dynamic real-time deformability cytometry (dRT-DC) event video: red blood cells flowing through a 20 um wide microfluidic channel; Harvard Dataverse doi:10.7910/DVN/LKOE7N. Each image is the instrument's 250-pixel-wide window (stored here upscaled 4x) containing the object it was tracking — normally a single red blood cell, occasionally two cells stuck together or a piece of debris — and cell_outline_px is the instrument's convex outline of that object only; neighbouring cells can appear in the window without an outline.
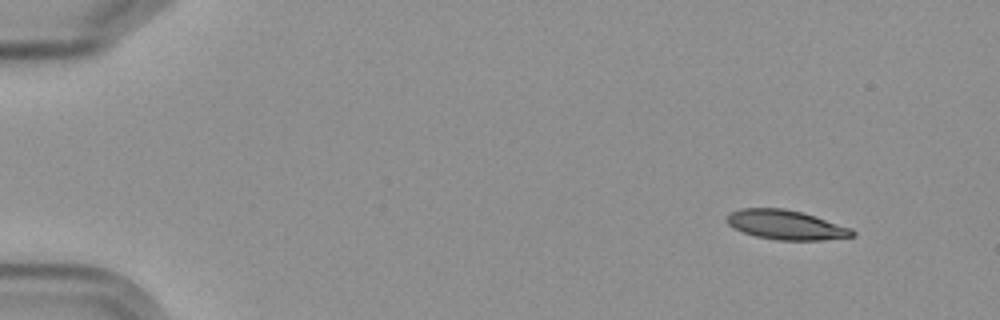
{"species": "Egyptian fruit bat (a non-hibernating species)", "species_latin": "Rousettus aegyptiacus", "temperature_condition": "cold", "stored_images_in_passage": 7, "camera_frame_rate_fps": 3000, "um_per_image_px": 0.085, "frame": {"image": 1, "passage_image": 1, "time_ms": 0.0, "image_size_px": [1000, 320], "cell_outline_px": [[856, 236], [820, 240], [776, 240], [756, 236], [744, 232], [728, 224], [724, 220], [724, 216], [728, 212], [740, 208], [784, 208], [804, 212], [852, 228], [856, 232]], "centroid_in_image_um": [66.79, 19.1], "position_along_channel_um": 18.2, "area_um2": 21.85}}
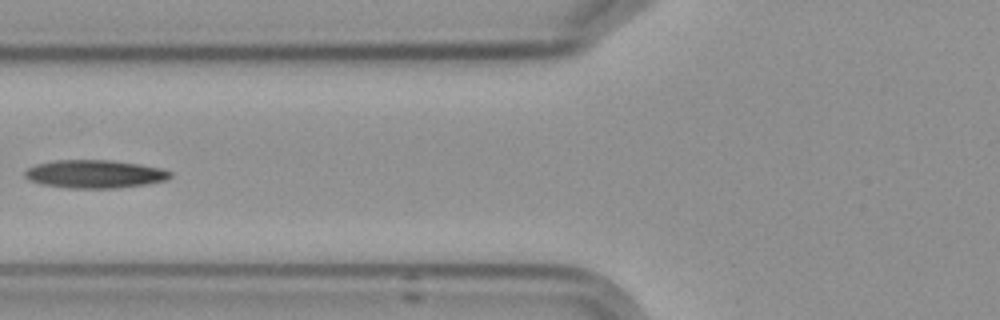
{"frame": {"image": 2, "passage_image": 6, "time_ms": 6.0, "image_size_px": [1000, 320], "cell_outline_px": [[172, 176], [164, 180], [148, 184], [116, 188], [68, 188], [40, 184], [28, 180], [24, 176], [24, 172], [28, 168], [36, 164], [56, 160], [112, 160], [140, 164], [160, 168], [172, 172]], "centroid_in_image_um": [8.03, 14.79], "position_along_channel_um": 117.8, "area_um2": 23.93}}
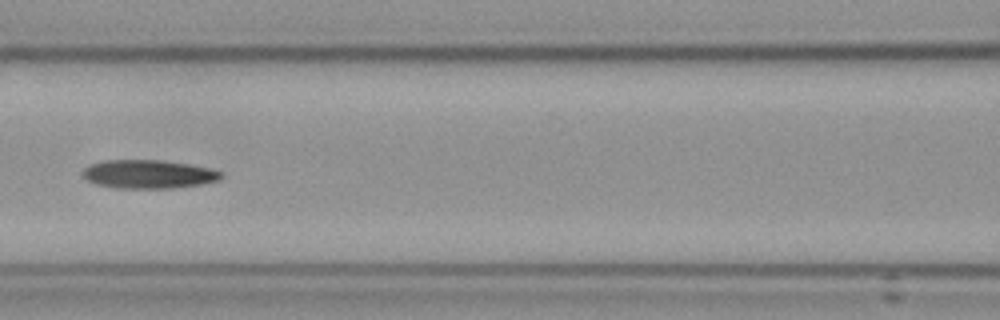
{"frame": {"image": 3, "passage_image": 7, "time_ms": 7.0, "image_size_px": [1000, 320], "cell_outline_px": [[224, 176], [220, 180], [200, 184], [172, 188], [112, 188], [96, 184], [88, 180], [80, 172], [88, 164], [104, 160], [160, 160], [188, 164], [208, 168], [224, 172]], "centroid_in_image_um": [12.6, 14.8], "position_along_channel_um": 154.0, "area_um2": 23.18}}